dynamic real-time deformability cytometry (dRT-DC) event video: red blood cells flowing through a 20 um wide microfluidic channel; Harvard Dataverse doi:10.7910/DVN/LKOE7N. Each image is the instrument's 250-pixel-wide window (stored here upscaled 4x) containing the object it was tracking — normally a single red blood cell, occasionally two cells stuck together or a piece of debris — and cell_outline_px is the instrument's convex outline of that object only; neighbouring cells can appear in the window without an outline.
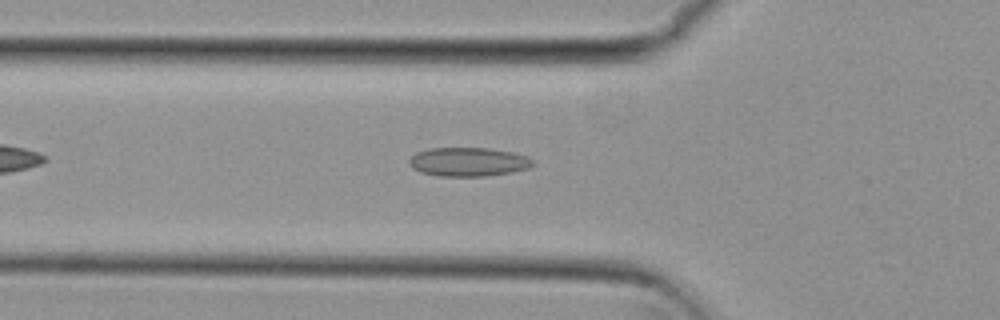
{"species": "common noctule bat (a hibernating species)", "species_latin": "Nyctalus noctula", "temperature_condition": "cold", "stored_images_in_passage": 41, "camera_frame_rate_fps": 3000, "um_per_image_px": 0.085, "animal": {"sex": "female", "body_mass_g": 29.2, "forearm_length_mm": 56.3}, "frame": {"image": 1, "passage_image": 8, "time_ms": 2.333, "image_size_px": [1000, 320], "cell_outline_px": [[536, 164], [528, 168], [512, 172], [484, 176], [440, 176], [420, 172], [412, 168], [408, 164], [408, 160], [416, 152], [428, 148], [488, 148], [512, 152], [528, 156]], "centroid_in_image_um": [39.79, 13.75], "position_along_channel_um": 86.0, "area_um2": 20.92}}
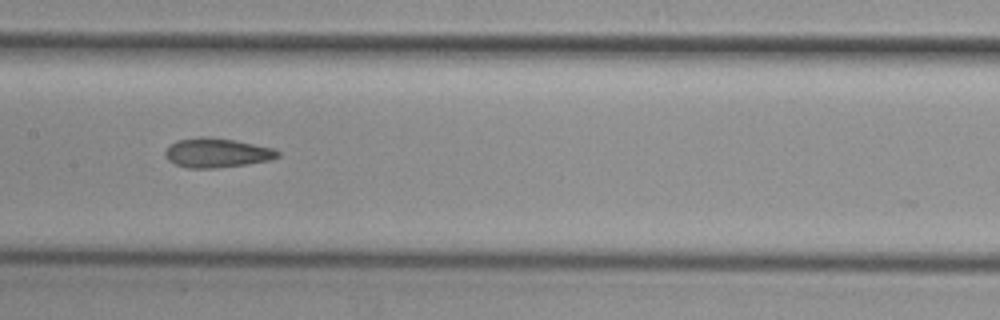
{"frame": {"image": 2, "passage_image": 16, "time_ms": 5.0, "image_size_px": [1000, 320], "cell_outline_px": [[280, 156], [268, 160], [248, 164], [216, 168], [188, 168], [176, 164], [168, 160], [164, 156], [164, 152], [168, 144], [176, 140], [200, 136], [208, 136], [236, 140], [272, 148], [280, 152]], "centroid_in_image_um": [18.38, 12.98], "position_along_channel_um": 189.0, "area_um2": 19.48}}
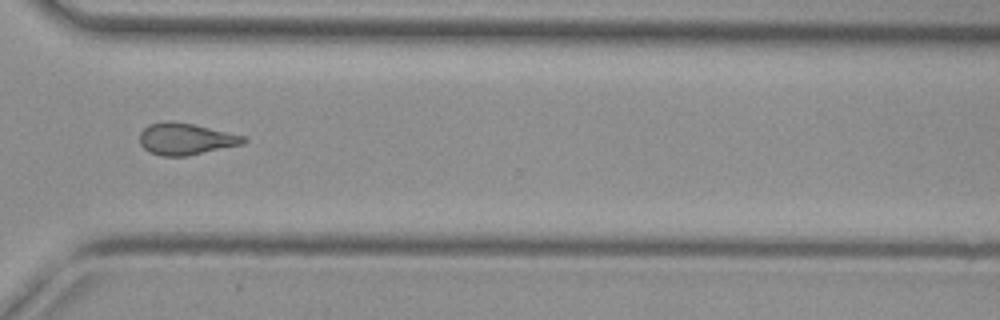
{"frame": {"image": 3, "passage_image": 29, "time_ms": 9.333, "image_size_px": [1000, 320], "cell_outline_px": [[248, 140], [244, 144], [188, 156], [160, 156], [148, 152], [140, 144], [140, 132], [148, 124], [168, 120], [172, 120], [192, 124], [248, 136]], "centroid_in_image_um": [15.81, 11.81], "position_along_channel_um": 354.8, "area_um2": 19.54}, "authors_computed_cell_mechanics": {"area_um2": 19.074, "velocity_mm_per_s": 3.8359, "shape_relaxation_time_tau1_ms": null, "shape_relaxation_time_tau2_ms": 5.6123, "deformation_change_tau1": null, "deformation_change_tau2": 0.1362}}